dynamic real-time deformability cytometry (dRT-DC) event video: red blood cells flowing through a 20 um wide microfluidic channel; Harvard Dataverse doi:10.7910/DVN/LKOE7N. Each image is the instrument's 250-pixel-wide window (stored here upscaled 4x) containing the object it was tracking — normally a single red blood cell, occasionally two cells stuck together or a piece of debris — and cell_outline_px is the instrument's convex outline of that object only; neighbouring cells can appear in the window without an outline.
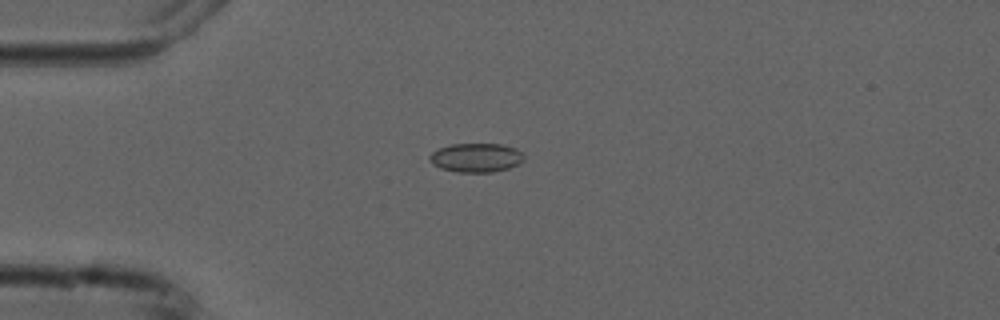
{"species": "common noctule bat (a hibernating species)", "species_latin": "Nyctalus noctula", "temperature_condition": "cold", "stored_images_in_passage": 9, "camera_frame_rate_fps": 3000, "um_per_image_px": 0.085, "animal": {"sex": "male", "forearm_length_mm": 52.5}, "frame": {"image": 1, "passage_image": 4, "time_ms": 4.333, "image_size_px": [1000, 320], "cell_outline_px": [[524, 160], [508, 168], [492, 172], [456, 172], [440, 168], [432, 164], [428, 160], [428, 156], [432, 152], [440, 148], [452, 144], [504, 144], [516, 148], [524, 156]], "centroid_in_image_um": [40.44, 13.4], "position_along_channel_um": 44.6, "area_um2": 15.95}}
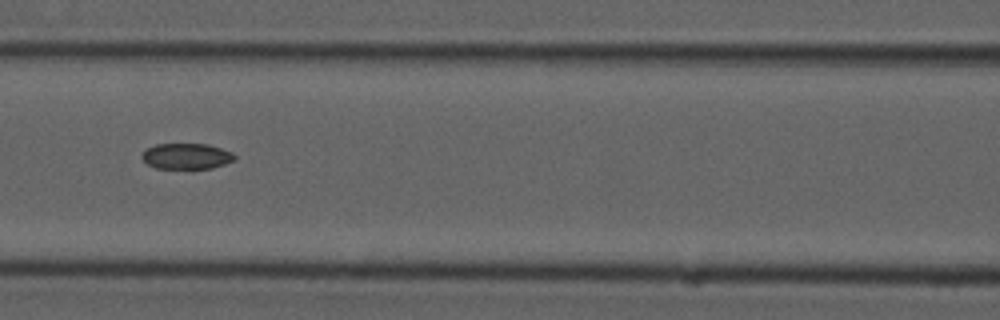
{"frame": {"image": 2, "passage_image": 7, "time_ms": 7.667, "image_size_px": [1000, 320], "cell_outline_px": [[236, 160], [212, 168], [192, 172], [156, 168], [148, 164], [140, 156], [148, 148], [156, 144], [208, 144], [232, 152], [236, 156]], "centroid_in_image_um": [15.88, 13.33], "position_along_channel_um": 150.7, "area_um2": 14.62}}
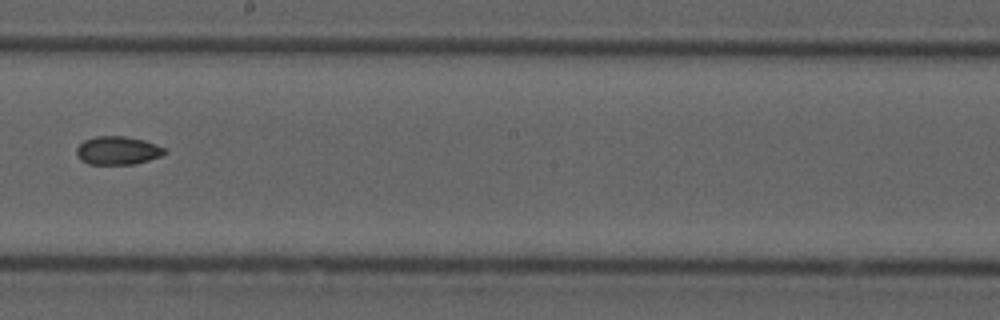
{"frame": {"image": 3, "passage_image": 9, "time_ms": 10.0, "image_size_px": [1000, 320], "cell_outline_px": [[168, 152], [160, 156], [148, 160], [132, 164], [88, 164], [80, 160], [76, 152], [76, 148], [84, 140], [96, 136], [124, 136], [144, 140], [156, 144], [164, 148]], "centroid_in_image_um": [9.99, 12.79], "position_along_channel_um": 238.2, "area_um2": 14.51}}